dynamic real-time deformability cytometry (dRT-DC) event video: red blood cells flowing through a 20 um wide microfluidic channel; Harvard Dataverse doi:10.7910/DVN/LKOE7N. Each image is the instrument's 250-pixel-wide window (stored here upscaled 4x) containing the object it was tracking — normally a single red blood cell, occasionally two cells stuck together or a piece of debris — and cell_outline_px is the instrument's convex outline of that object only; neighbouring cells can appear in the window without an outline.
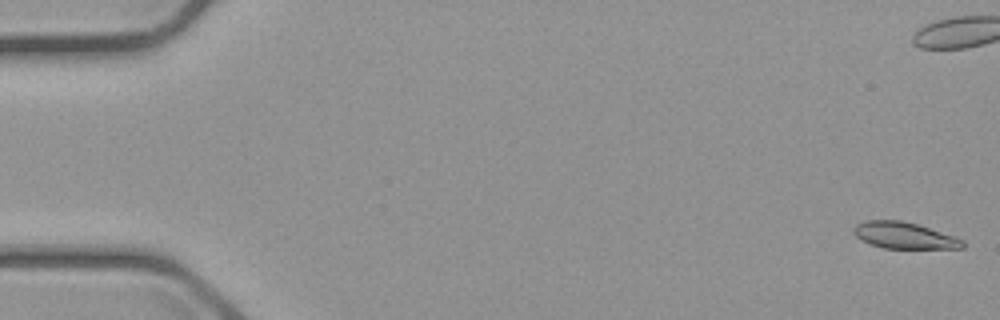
{"species": "common noctule bat (a hibernating species)", "species_latin": "Nyctalus noctula", "temperature_condition": "cold", "stored_images_in_passage": 11, "camera_frame_rate_fps": 3000, "um_per_image_px": 0.085, "animal": {"sex": "male", "body_mass_g": 23.1, "forearm_length_mm": 52.7}, "frame": {"image": 1, "passage_image": 1, "time_ms": 0.0, "image_size_px": [1000, 320], "cell_outline_px": [[964, 248], [884, 248], [860, 240], [852, 232], [852, 228], [856, 224], [864, 220], [900, 220], [916, 224], [964, 240]], "centroid_in_image_um": [76.79, 20.01], "position_along_channel_um": 8.2, "area_um2": 16.59}}